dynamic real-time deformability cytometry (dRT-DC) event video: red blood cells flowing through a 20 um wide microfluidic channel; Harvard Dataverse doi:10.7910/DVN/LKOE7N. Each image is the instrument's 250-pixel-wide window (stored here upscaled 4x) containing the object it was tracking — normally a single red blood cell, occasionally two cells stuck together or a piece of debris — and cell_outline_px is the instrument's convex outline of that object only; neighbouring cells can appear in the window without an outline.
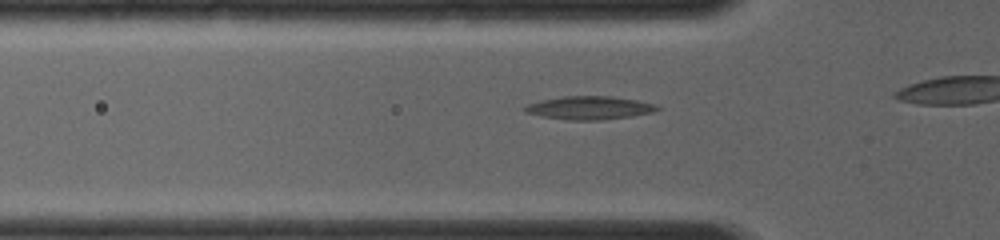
{"species": "common noctule bat (a hibernating species)", "species_latin": "Nyctalus noctula", "temperature_condition": "room temperature", "stored_images_in_passage": 19, "camera_frame_rate_fps": 4000, "um_per_image_px": 0.085, "animal": {"sex": "female", "body_mass_g": 19.0, "forearm_length_mm": 56.7}, "frame": {"image": 1, "passage_image": 7, "time_ms": 1.75, "image_size_px": [1000, 240], "cell_outline_px": [[660, 108], [652, 112], [632, 116], [600, 120], [568, 120], [544, 116], [524, 112], [520, 108], [528, 104], [540, 100], [560, 96], [612, 96], [636, 100], [652, 104]], "centroid_in_image_um": [50.03, 9.16], "position_along_channel_um": 75.8, "area_um2": 17.86}}
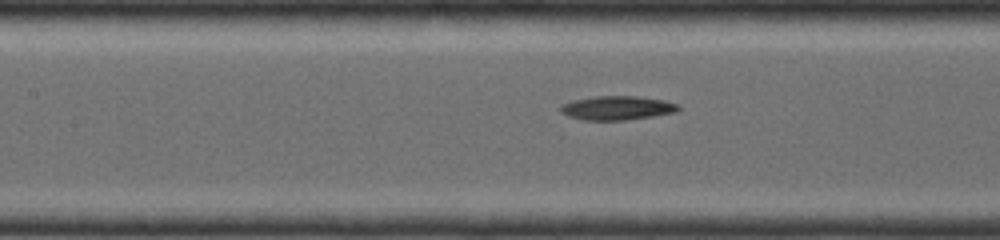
{"frame": {"image": 2, "passage_image": 15, "time_ms": 3.5, "image_size_px": [1000, 240], "cell_outline_px": [[680, 112], [624, 120], [584, 120], [568, 116], [560, 112], [560, 104], [572, 100], [596, 96], [636, 96], [664, 100], [680, 104]], "centroid_in_image_um": [52.47, 9.17], "position_along_channel_um": 154.9, "area_um2": 16.65}}